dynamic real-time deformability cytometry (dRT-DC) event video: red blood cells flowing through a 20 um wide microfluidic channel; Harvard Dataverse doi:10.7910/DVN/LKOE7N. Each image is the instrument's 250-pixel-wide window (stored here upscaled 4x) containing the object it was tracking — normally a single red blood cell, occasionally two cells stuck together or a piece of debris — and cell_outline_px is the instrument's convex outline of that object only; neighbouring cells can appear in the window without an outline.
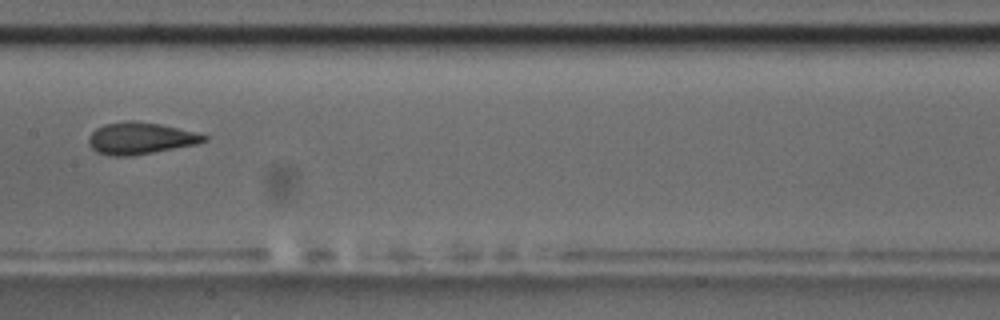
{"species": "common noctule bat (a hibernating species)", "species_latin": "Nyctalus noctula", "temperature_condition": "room temperature", "stored_images_in_passage": 11, "camera_frame_rate_fps": 3000, "um_per_image_px": 0.085, "animal": {"sex": "male", "body_mass_g": 17.5, "forearm_length_mm": 52.3}, "frame": {"image": 1, "passage_image": 8, "time_ms": 2.333, "image_size_px": [1000, 320], "cell_outline_px": [[208, 140], [196, 144], [132, 156], [108, 156], [96, 152], [88, 144], [88, 136], [96, 128], [104, 124], [128, 120], [136, 120], [160, 124], [208, 136]], "centroid_in_image_um": [11.87, 11.76], "position_along_channel_um": 195.5, "area_um2": 21.39}}